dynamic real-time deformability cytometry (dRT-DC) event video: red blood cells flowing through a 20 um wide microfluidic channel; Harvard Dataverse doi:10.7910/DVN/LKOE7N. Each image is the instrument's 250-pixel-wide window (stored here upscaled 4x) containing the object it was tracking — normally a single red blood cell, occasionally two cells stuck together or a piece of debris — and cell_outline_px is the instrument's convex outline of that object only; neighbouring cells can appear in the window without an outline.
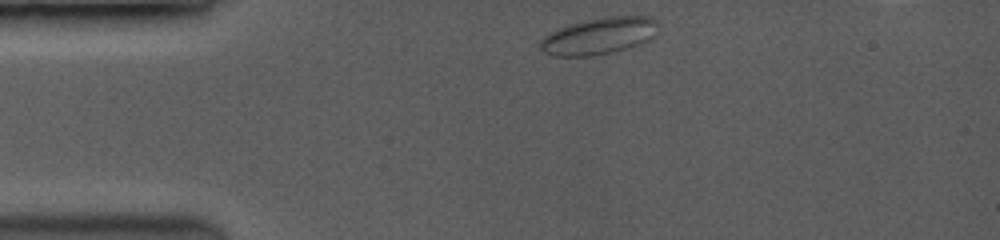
{"species": "common noctule bat (a hibernating species)", "species_latin": "Nyctalus noctula", "temperature_condition": "room temperature", "stored_images_in_passage": 31, "segment_of_instrument_passage": [1, 2], "camera_frame_rate_fps": 3500, "um_per_image_px": 0.085, "animal": {"sex": "female", "body_mass_g": 19.0, "forearm_length_mm": 53.3}, "frame": {"image": 1, "passage_image": 1, "time_ms": 0.0, "image_size_px": [1000, 240], "cell_outline_px": [[652, 20], [640, 40], [636, 44], [624, 48], [608, 52], [588, 56], [556, 56], [544, 52], [540, 48], [540, 40], [544, 36], [560, 28], [572, 24], [588, 20], [612, 16], [648, 16]], "centroid_in_image_um": [50.63, 3.07], "position_along_channel_um": 34.4, "area_um2": 23.06}}
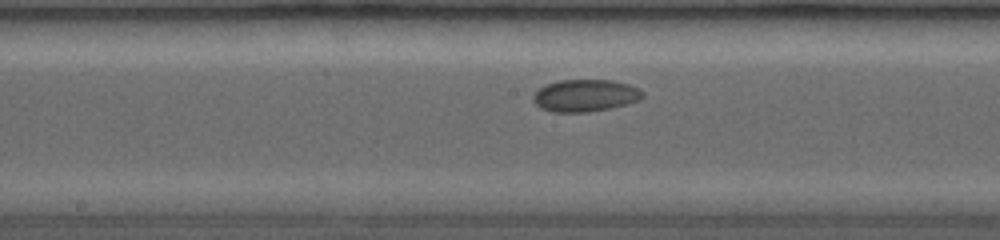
{"frame": {"image": 2, "passage_image": 14, "time_ms": 5.429, "image_size_px": [1000, 240], "cell_outline_px": [[640, 96], [636, 100], [624, 104], [608, 108], [584, 112], [552, 112], [536, 104], [536, 92], [540, 88], [548, 84], [560, 80], [612, 80], [628, 84], [636, 88], [640, 92]], "centroid_in_image_um": [49.71, 8.11], "position_along_channel_um": 198.5, "area_um2": 19.59}}
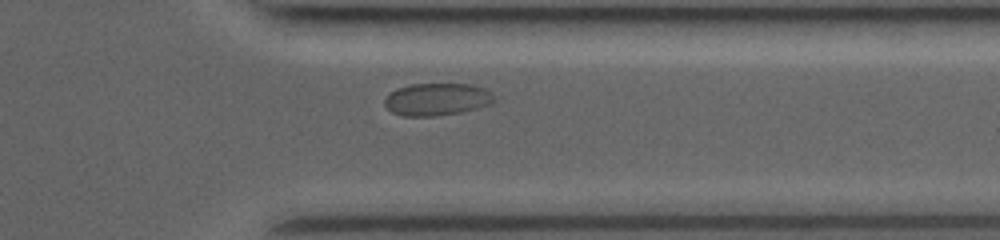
{"frame": {"image": 3, "passage_image": 26, "time_ms": 10.0, "image_size_px": [1000, 240], "cell_outline_px": [[496, 100], [492, 104], [460, 112], [436, 116], [404, 116], [392, 112], [384, 104], [384, 100], [396, 88], [412, 84], [472, 84], [484, 88]], "centroid_in_image_um": [37.14, 8.44], "position_along_channel_um": 374.3, "area_um2": 20.52}}